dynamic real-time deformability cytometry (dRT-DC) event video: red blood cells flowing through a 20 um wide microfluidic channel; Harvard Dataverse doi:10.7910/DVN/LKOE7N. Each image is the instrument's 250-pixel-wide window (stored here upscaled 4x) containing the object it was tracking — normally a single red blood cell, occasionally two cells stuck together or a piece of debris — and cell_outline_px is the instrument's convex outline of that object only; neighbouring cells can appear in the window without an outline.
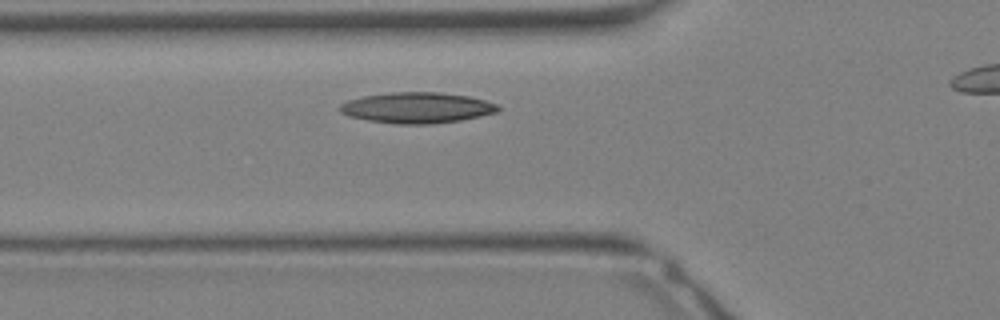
{"species": "Egyptian fruit bat (a non-hibernating species)", "species_latin": "Rousettus aegyptiacus", "temperature_condition": "warm", "stored_images_in_passage": 21, "camera_frame_rate_fps": 3000, "um_per_image_px": 0.085, "animal": {"sex": "female"}, "frame": {"image": 1, "passage_image": 5, "time_ms": 1.333, "image_size_px": [1000, 320], "cell_outline_px": [[500, 108], [496, 112], [480, 116], [460, 120], [432, 124], [396, 124], [368, 120], [348, 116], [340, 112], [340, 104], [348, 100], [364, 96], [392, 92], [440, 92], [468, 96], [484, 100], [496, 104]], "centroid_in_image_um": [35.43, 9.16], "position_along_channel_um": 90.4, "area_um2": 28.26}}
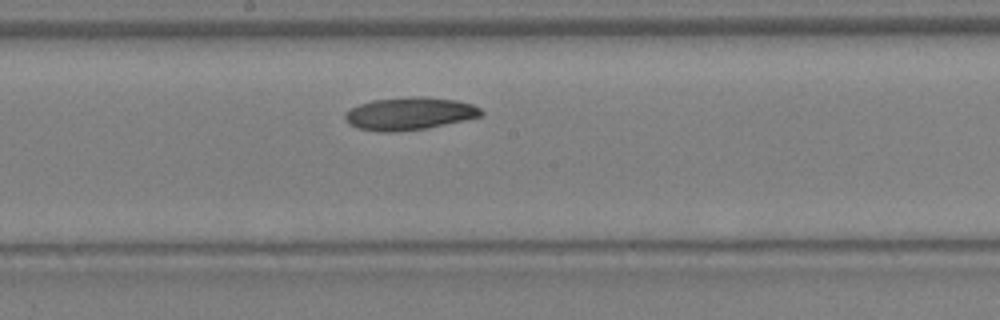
{"frame": {"image": 2, "passage_image": 11, "time_ms": 3.333, "image_size_px": [1000, 320], "cell_outline_px": [[484, 116], [424, 128], [388, 132], [380, 132], [356, 128], [348, 124], [344, 120], [344, 116], [352, 108], [360, 104], [372, 100], [412, 96], [420, 96], [456, 100], [472, 104], [480, 108], [484, 112]], "centroid_in_image_um": [34.8, 9.65], "position_along_channel_um": 213.4, "area_um2": 25.78}}
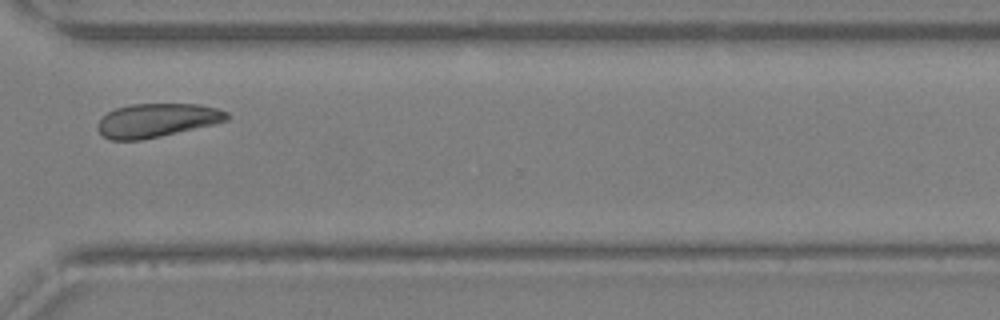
{"frame": {"image": 3, "passage_image": 18, "time_ms": 5.667, "image_size_px": [1000, 320], "cell_outline_px": [[228, 120], [212, 124], [160, 136], [140, 140], [112, 140], [104, 136], [96, 128], [96, 124], [108, 112], [116, 108], [132, 104], [200, 104], [216, 108], [228, 112]], "centroid_in_image_um": [13.31, 10.22], "position_along_channel_um": 357.3, "area_um2": 25.09}}